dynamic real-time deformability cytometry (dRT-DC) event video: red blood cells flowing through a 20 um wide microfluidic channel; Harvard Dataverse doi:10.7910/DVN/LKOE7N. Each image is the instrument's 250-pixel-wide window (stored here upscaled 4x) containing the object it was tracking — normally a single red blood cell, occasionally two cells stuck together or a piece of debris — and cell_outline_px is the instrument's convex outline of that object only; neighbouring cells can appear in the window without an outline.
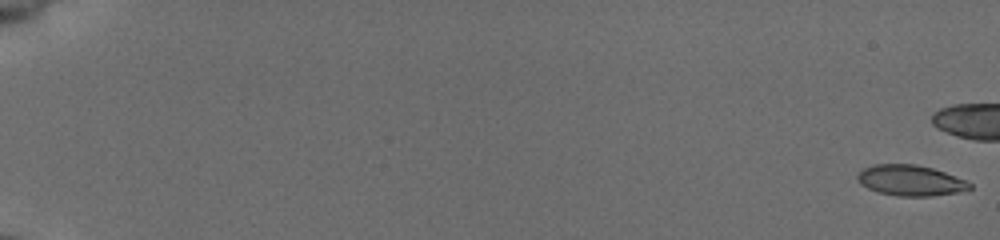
{"species": "common noctule bat (a hibernating species)", "species_latin": "Nyctalus noctula", "temperature_condition": "cold", "stored_images_in_passage": 46, "camera_frame_rate_fps": 3000, "um_per_image_px": 0.085, "animal": {"sex": "female", "body_mass_g": 19.5, "forearm_length_mm": 54.1}, "frame": {"image": 1, "passage_image": 1, "time_ms": 0.0, "image_size_px": [1000, 240], "cell_outline_px": [[972, 188], [956, 192], [928, 196], [900, 196], [880, 192], [868, 188], [860, 184], [856, 176], [864, 168], [872, 164], [916, 164], [932, 168], [944, 172], [964, 180], [972, 184]], "centroid_in_image_um": [77.36, 15.32], "position_along_channel_um": 7.6, "area_um2": 19.77}}
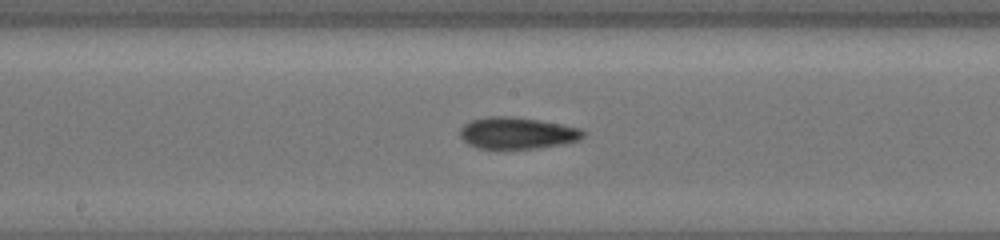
{"frame": {"image": 2, "passage_image": 32, "time_ms": 10.333, "image_size_px": [1000, 240], "cell_outline_px": [[588, 132], [580, 140], [564, 144], [540, 148], [496, 152], [480, 148], [468, 144], [460, 136], [460, 128], [464, 124], [472, 120], [488, 116], [508, 116], [540, 120], [580, 128]], "centroid_in_image_um": [43.97, 11.36], "position_along_channel_um": 204.2, "area_um2": 23.64}}
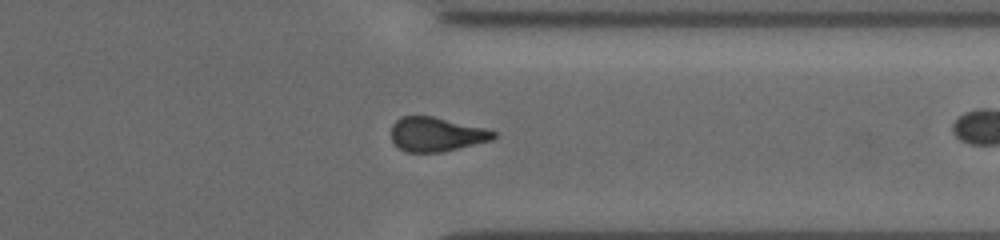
{"frame": {"image": 3, "passage_image": 45, "time_ms": 14.667, "image_size_px": [1000, 240], "cell_outline_px": [[496, 136], [492, 140], [444, 152], [404, 152], [392, 140], [392, 124], [400, 116], [432, 116], [484, 128], [496, 132]], "centroid_in_image_um": [37.08, 11.42], "position_along_channel_um": 374.3, "area_um2": 20.35}}